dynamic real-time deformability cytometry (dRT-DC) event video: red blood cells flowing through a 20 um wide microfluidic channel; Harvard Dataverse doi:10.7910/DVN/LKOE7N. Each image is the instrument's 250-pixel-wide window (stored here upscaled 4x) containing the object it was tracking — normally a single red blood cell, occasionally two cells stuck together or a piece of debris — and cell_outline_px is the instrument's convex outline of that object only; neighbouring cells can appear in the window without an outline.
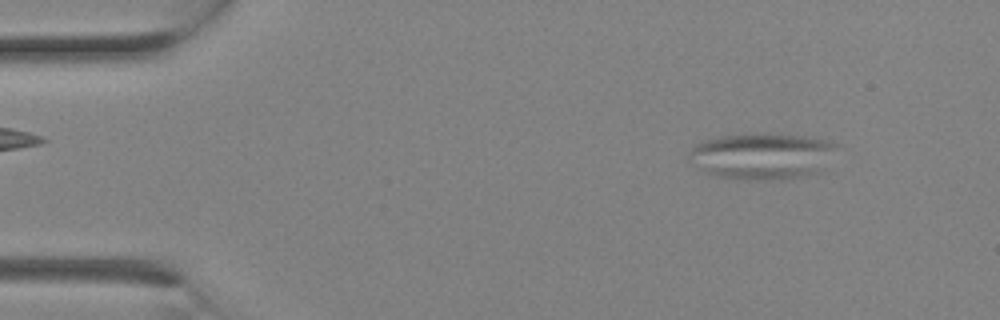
{"species": "Egyptian fruit bat (a non-hibernating species)", "species_latin": "Rousettus aegyptiacus", "temperature_condition": "room temperature", "stored_images_in_passage": 2, "camera_frame_rate_fps": 3000, "um_per_image_px": 0.085, "animal": {"sex": "female"}, "frame": {"image": 1, "passage_image": 2, "time_ms": 0.333, "image_size_px": [1000, 320], "cell_outline_px": [[840, 144], [820, 168], [816, 172], [804, 176], [784, 180], [740, 180], [716, 176], [692, 164], [688, 152], [700, 140], [720, 136], [804, 136], [828, 140]], "centroid_in_image_um": [64.74, 13.31], "position_along_channel_um": 20.3, "area_um2": 39.02}}